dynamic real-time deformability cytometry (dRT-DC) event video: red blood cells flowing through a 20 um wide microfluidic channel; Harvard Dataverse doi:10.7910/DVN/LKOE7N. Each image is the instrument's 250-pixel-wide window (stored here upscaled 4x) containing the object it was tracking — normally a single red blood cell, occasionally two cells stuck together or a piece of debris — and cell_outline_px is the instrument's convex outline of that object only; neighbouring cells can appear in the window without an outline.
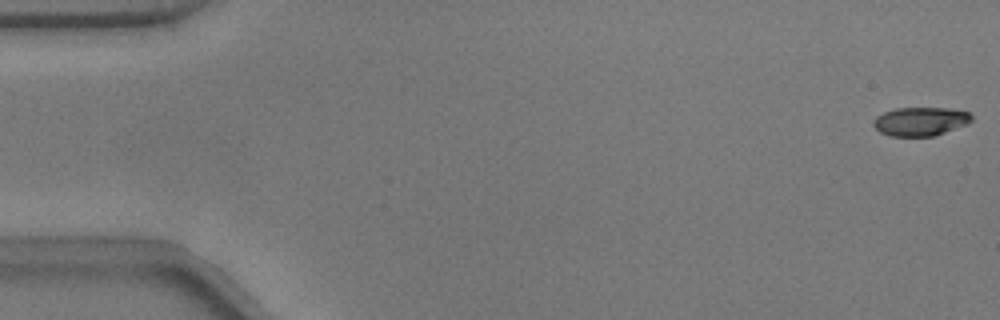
{"species": "common noctule bat (a hibernating species)", "species_latin": "Nyctalus noctula", "temperature_condition": "warm", "stored_images_in_passage": 53, "camera_frame_rate_fps": 3000, "um_per_image_px": 0.085, "animal": {"sex": "male", "body_mass_g": 17.9}, "frame": {"image": 1, "passage_image": 1, "time_ms": 0.0, "image_size_px": [1000, 320], "cell_outline_px": [[972, 120], [968, 124], [932, 136], [888, 136], [880, 132], [872, 124], [872, 120], [876, 116], [884, 112], [896, 108], [948, 108], [968, 112], [972, 116]], "centroid_in_image_um": [78.21, 10.32], "position_along_channel_um": 6.8, "area_um2": 16.42}}
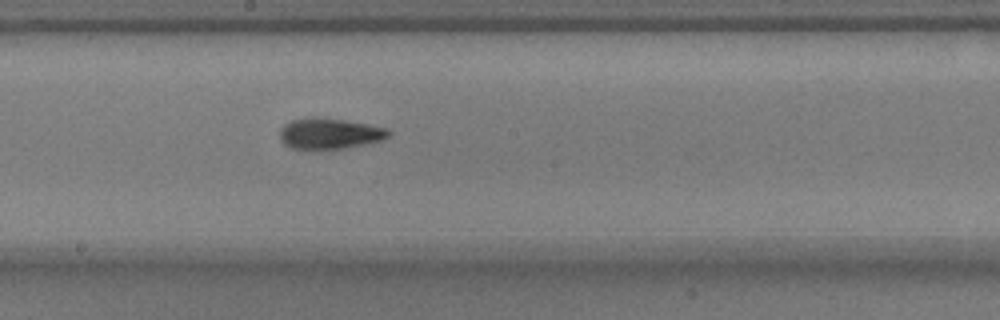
{"frame": {"image": 2, "passage_image": 29, "time_ms": 9.333, "image_size_px": [1000, 320], "cell_outline_px": [[392, 132], [384, 140], [344, 148], [292, 148], [284, 144], [280, 140], [280, 128], [284, 124], [292, 120], [304, 116], [324, 116], [368, 124], [388, 128]], "centroid_in_image_um": [28.01, 11.31], "position_along_channel_um": 220.2, "area_um2": 19.83}}
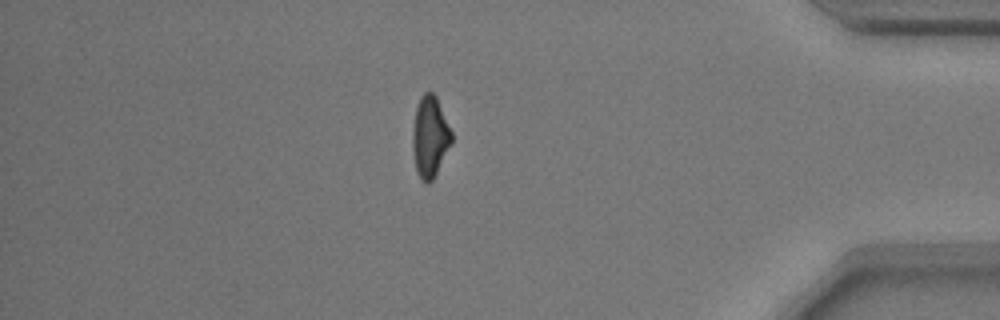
{"frame": {"image": 3, "passage_image": 46, "time_ms": 15.0, "image_size_px": [1000, 320], "cell_outline_px": [[452, 144], [432, 180], [428, 184], [420, 180], [416, 168], [412, 148], [412, 128], [416, 108], [420, 96], [424, 92], [432, 92], [436, 96], [452, 132]], "centroid_in_image_um": [36.54, 11.62], "position_along_channel_um": 398.7, "area_um2": 18.5}, "authors_computed_cell_mechanics": {"area_um2": 18.496, "velocity_mm_per_s": 3.7945, "shape_relaxation_time_tau1_ms": 3.5054, "shape_relaxation_time_tau2_ms": 1.4753, "deformation_change_tau1": 0.1633, "deformation_change_tau2": 0.0914}}